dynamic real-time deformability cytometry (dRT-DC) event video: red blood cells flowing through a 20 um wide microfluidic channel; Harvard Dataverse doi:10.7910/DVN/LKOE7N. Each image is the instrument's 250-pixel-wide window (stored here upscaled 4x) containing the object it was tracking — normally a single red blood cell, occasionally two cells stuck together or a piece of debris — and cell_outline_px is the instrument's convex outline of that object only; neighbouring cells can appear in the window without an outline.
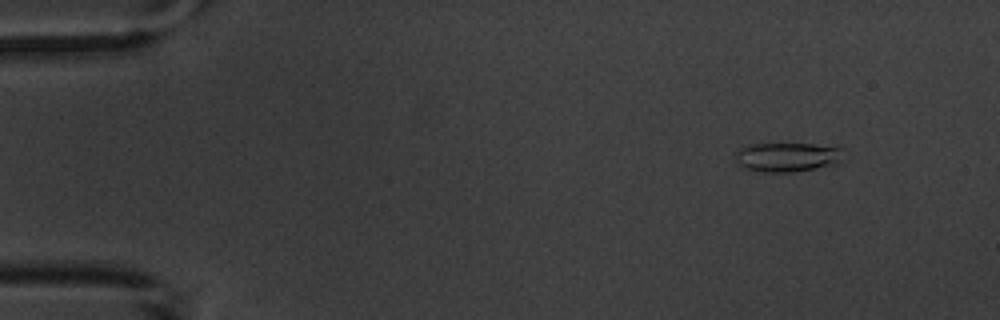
{"species": "common noctule bat (a hibernating species)", "species_latin": "Nyctalus noctula", "temperature_condition": "warm", "stored_images_in_passage": 6, "camera_frame_rate_fps": 3000, "um_per_image_px": 0.085, "animal": {"sex": "male", "body_mass_g": 20.1, "forearm_length_mm": 53.5}, "frame": {"image": 1, "passage_image": 2, "time_ms": 1.0, "image_size_px": [1000, 320], "cell_outline_px": [[848, 152], [840, 164], [792, 172], [764, 172], [744, 168], [736, 164], [736, 152], [740, 148], [748, 144], [812, 144], [844, 148]], "centroid_in_image_um": [67.0, 13.35], "position_along_channel_um": 18.0, "area_um2": 18.9}}